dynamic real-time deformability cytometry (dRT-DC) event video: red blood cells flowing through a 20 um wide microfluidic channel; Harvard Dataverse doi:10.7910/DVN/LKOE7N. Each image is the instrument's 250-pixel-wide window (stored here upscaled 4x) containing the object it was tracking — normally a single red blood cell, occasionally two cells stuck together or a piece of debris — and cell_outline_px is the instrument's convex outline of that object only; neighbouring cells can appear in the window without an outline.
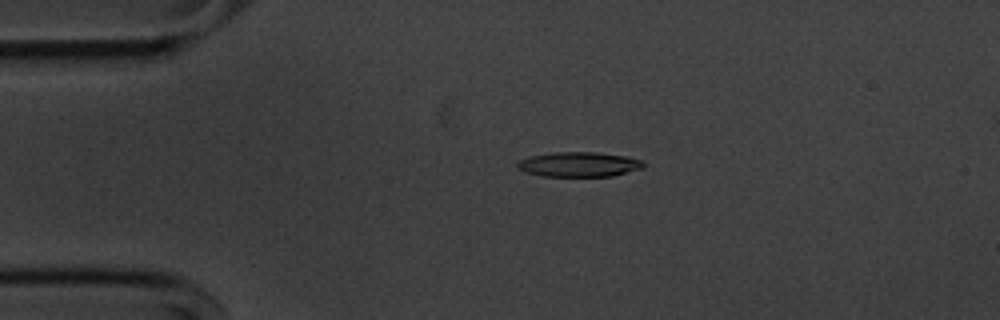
{"species": "common noctule bat (a hibernating species)", "species_latin": "Nyctalus noctula", "temperature_condition": "cold", "stored_images_in_passage": 55, "camera_frame_rate_fps": 3000, "um_per_image_px": 0.085, "animal": {"sex": "male", "body_mass_g": 20.1, "forearm_length_mm": 53.5}, "frame": {"image": 1, "passage_image": 12, "time_ms": 3.667, "image_size_px": [1000, 320], "cell_outline_px": [[644, 168], [612, 176], [544, 176], [524, 172], [516, 168], [516, 164], [520, 160], [532, 156], [552, 152], [596, 152], [628, 156], [640, 160], [644, 164]], "centroid_in_image_um": [49.21, 13.97], "position_along_channel_um": 35.8, "area_um2": 18.26}}
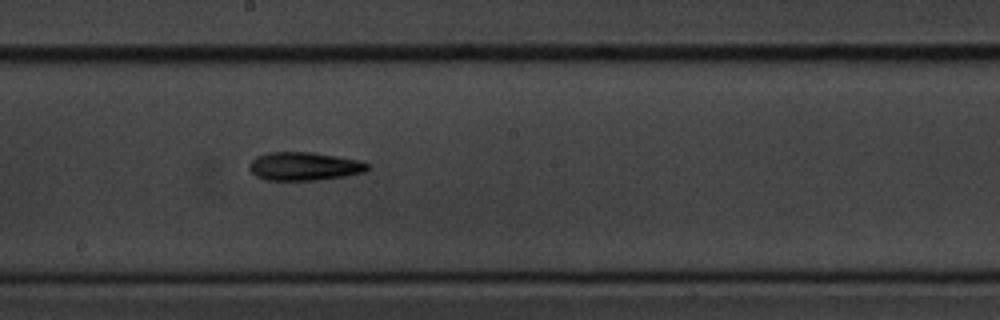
{"frame": {"image": 2, "passage_image": 30, "time_ms": 9.667, "image_size_px": [1000, 320], "cell_outline_px": [[368, 168], [364, 172], [344, 176], [316, 180], [264, 180], [256, 176], [248, 168], [248, 164], [256, 156], [268, 152], [312, 152], [360, 160], [368, 164]], "centroid_in_image_um": [25.81, 14.13], "position_along_channel_um": 222.4, "area_um2": 19.54}}
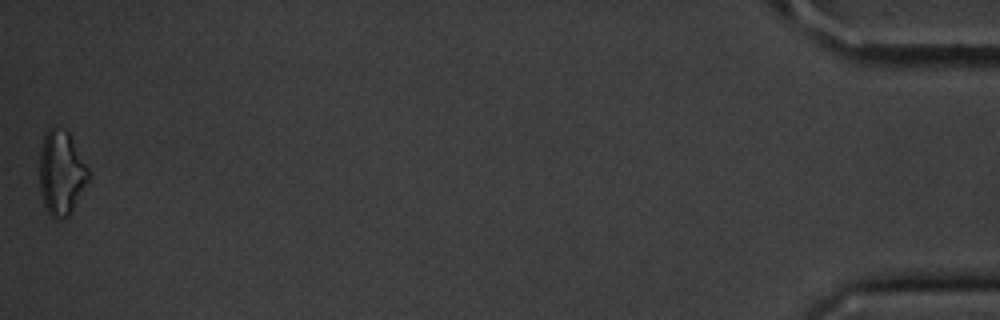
{"frame": {"image": 3, "passage_image": 55, "time_ms": 18.0, "image_size_px": [1000, 320], "cell_outline_px": [[92, 176], [68, 216], [64, 220], [56, 220], [48, 212], [44, 204], [40, 192], [40, 148], [44, 136], [48, 128], [52, 128], [68, 132], [92, 172]], "centroid_in_image_um": [5.24, 14.73], "position_along_channel_um": 430.0, "area_um2": 24.22}, "authors_computed_cell_mechanics": {"area_um2": 18.6116, "velocity_mm_per_s": 3.643, "shape_relaxation_time_tau1_ms": 3.6656, "shape_relaxation_time_tau2_ms": null, "deformation_change_tau1": 0.118, "deformation_change_tau2": null}}